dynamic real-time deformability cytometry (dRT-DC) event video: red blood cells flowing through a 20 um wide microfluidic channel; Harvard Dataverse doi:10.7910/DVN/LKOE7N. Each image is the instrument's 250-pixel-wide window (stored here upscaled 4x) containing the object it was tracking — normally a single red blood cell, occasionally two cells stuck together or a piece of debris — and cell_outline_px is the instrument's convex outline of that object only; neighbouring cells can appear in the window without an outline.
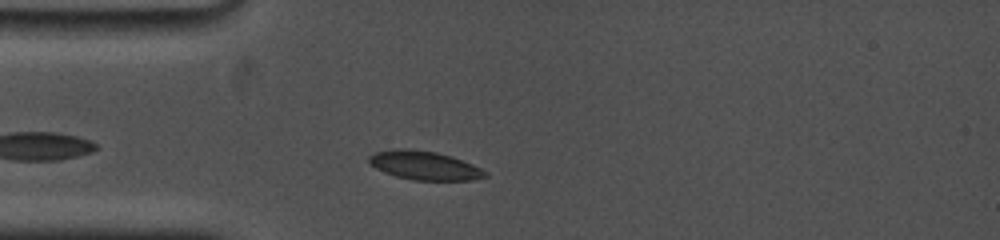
{"species": "common noctule bat (a hibernating species)", "species_latin": "Nyctalus noctula", "temperature_condition": "cold", "stored_images_in_passage": 71, "camera_frame_rate_fps": 5000, "um_per_image_px": 0.085, "animal": {"sex": "female", "body_mass_g": 19.0, "forearm_length_mm": 53.3}, "frame": {"image": 1, "passage_image": 12, "time_ms": 2.0, "image_size_px": [1000, 240], "cell_outline_px": [[488, 176], [472, 180], [412, 180], [396, 176], [384, 172], [368, 164], [368, 156], [376, 152], [396, 148], [404, 148], [436, 152], [452, 156], [472, 164], [488, 172]], "centroid_in_image_um": [36.06, 14.06], "position_along_channel_um": 48.9, "area_um2": 19.54}}
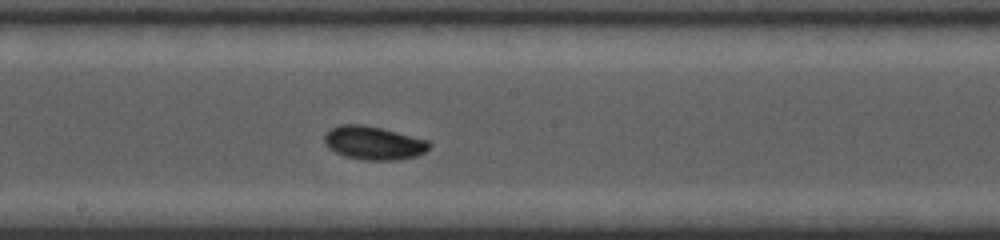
{"frame": {"image": 2, "passage_image": 39, "time_ms": 6.8, "image_size_px": [1000, 240], "cell_outline_px": [[432, 144], [424, 152], [416, 156], [400, 160], [364, 160], [344, 156], [328, 148], [324, 144], [324, 136], [332, 128], [340, 124], [364, 124], [428, 140]], "centroid_in_image_um": [31.74, 12.16], "position_along_channel_um": 216.5, "area_um2": 20.4}}
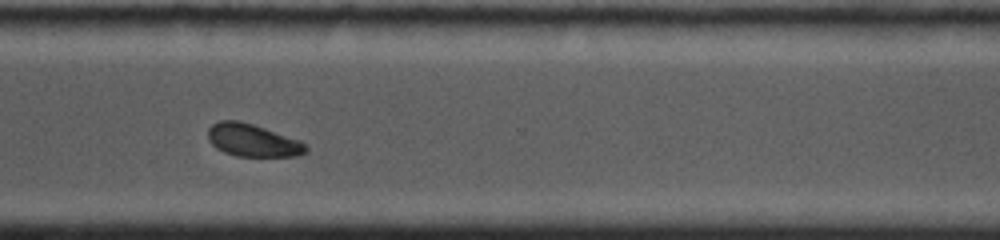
{"frame": {"image": 3, "passage_image": 60, "time_ms": 10.4, "image_size_px": [1000, 240], "cell_outline_px": [[308, 152], [296, 156], [236, 156], [224, 152], [216, 148], [208, 140], [208, 128], [212, 124], [220, 120], [240, 120], [300, 140], [308, 144]], "centroid_in_image_um": [21.49, 11.93], "position_along_channel_um": 349.1, "area_um2": 18.73}, "authors_computed_cell_mechanics": {"area_um2": 19.5364, "velocity_mm_per_s": 3.6839, "shape_relaxation_time_tau1_ms": 5.6412, "shape_relaxation_time_tau2_ms": null, "deformation_change_tau1": 0.1511, "deformation_change_tau2": null}}